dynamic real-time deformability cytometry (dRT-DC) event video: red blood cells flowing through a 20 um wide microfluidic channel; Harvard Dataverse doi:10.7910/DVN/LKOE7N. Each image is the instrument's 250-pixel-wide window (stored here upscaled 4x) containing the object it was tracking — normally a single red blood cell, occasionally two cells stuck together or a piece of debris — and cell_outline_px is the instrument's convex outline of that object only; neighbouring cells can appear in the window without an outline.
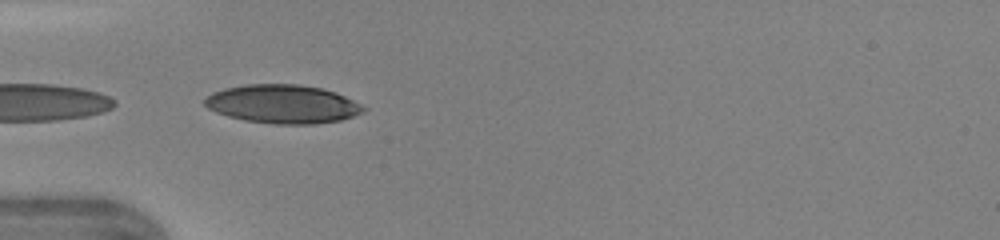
{"species": "human", "species_latin": "Homo sapiens", "temperature_condition": "warm", "stored_images_in_passage": 33, "segment_of_instrument_passage": [2, 2], "camera_frame_rate_fps": 3000, "um_per_image_px": 0.085, "donor": {"sex": "female"}, "frame": {"image": 1, "passage_image": 14, "time_ms": 4.333, "image_size_px": [1000, 240], "cell_outline_px": [[368, 108], [364, 112], [340, 120], [316, 124], [276, 124], [244, 120], [228, 116], [216, 112], [208, 108], [204, 104], [204, 100], [212, 92], [224, 88], [248, 84], [300, 84], [320, 88], [336, 92]], "centroid_in_image_um": [24.03, 8.84], "position_along_channel_um": 61.0, "area_um2": 35.66}}